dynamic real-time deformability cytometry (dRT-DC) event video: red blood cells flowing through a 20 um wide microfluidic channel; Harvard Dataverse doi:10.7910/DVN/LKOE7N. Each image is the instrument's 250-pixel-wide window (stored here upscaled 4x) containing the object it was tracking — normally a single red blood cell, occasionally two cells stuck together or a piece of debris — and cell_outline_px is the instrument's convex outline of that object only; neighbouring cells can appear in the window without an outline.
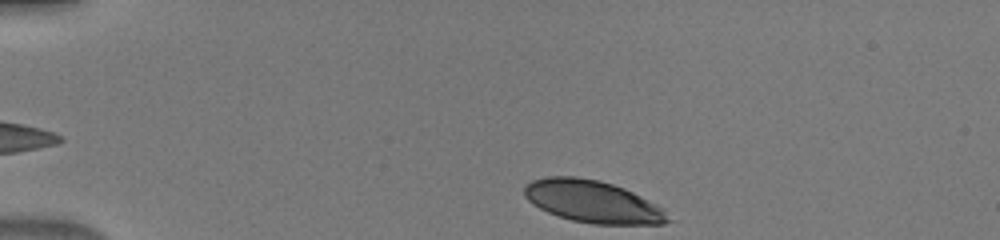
{"species": "human", "species_latin": "Homo sapiens", "temperature_condition": "warm", "stored_images_in_passage": 40, "camera_frame_rate_fps": 3000, "um_per_image_px": 0.085, "donor": {"sex": "male"}, "frame": {"image": 1, "passage_image": 1, "time_ms": 0.0, "image_size_px": [1000, 240], "cell_outline_px": [[676, 220], [664, 224], [592, 224], [572, 220], [548, 212], [532, 204], [524, 196], [524, 188], [532, 180], [548, 176], [576, 176], [600, 180], [624, 188], [664, 208]], "centroid_in_image_um": [50.44, 17.14], "position_along_channel_um": 34.6, "area_um2": 35.55}}
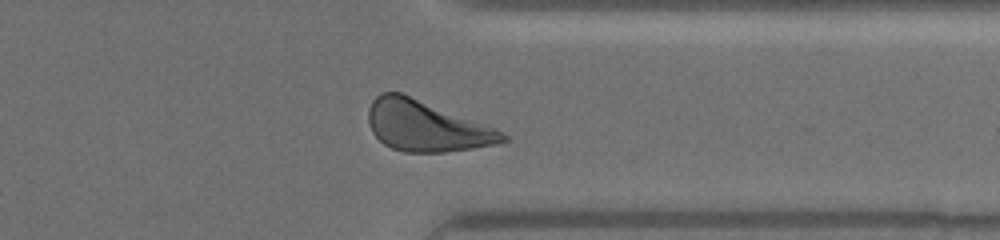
{"frame": {"image": 2, "passage_image": 31, "time_ms": 10.0, "image_size_px": [1000, 240], "cell_outline_px": [[508, 140], [496, 144], [472, 148], [444, 152], [404, 152], [392, 148], [384, 144], [372, 132], [368, 120], [368, 108], [372, 100], [376, 96], [384, 92], [400, 92], [496, 128], [508, 136]], "centroid_in_image_um": [36.21, 10.72], "position_along_channel_um": 375.2, "area_um2": 39.3}}
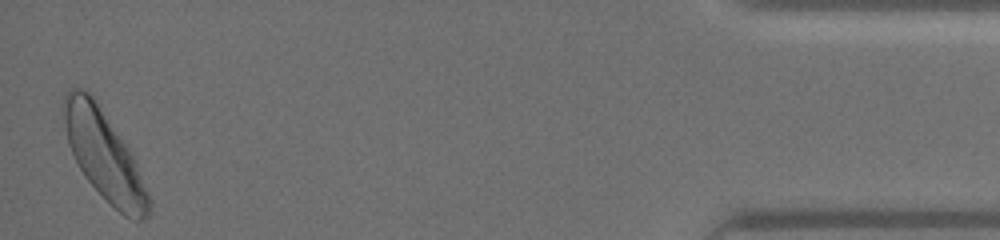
{"frame": {"image": 3, "passage_image": 40, "time_ms": 13.0, "image_size_px": [1000, 240], "cell_outline_px": [[152, 200], [148, 216], [144, 220], [132, 220], [124, 216], [84, 176], [68, 144], [60, 108], [64, 96], [68, 88], [80, 88], [88, 92], [92, 96], [132, 152]], "centroid_in_image_um": [8.85, 13.18], "position_along_channel_um": 426.4, "area_um2": 43.99}}